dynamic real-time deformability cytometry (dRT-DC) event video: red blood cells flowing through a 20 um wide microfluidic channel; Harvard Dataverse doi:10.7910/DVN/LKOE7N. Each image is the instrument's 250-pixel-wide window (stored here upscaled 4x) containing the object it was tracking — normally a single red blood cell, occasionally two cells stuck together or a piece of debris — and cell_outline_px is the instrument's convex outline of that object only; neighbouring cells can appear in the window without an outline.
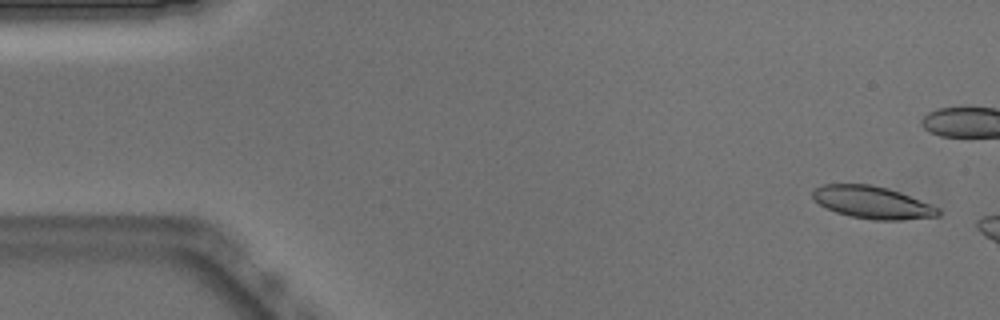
{"species": "Egyptian fruit bat (a non-hibernating species)", "species_latin": "Rousettus aegyptiacus", "temperature_condition": "warm", "stored_images_in_passage": 7, "camera_frame_rate_fps": 3000, "um_per_image_px": 0.085, "animal": {"sex": "male"}, "frame": {"image": 1, "passage_image": 2, "time_ms": 0.333, "image_size_px": [1000, 320], "cell_outline_px": [[940, 216], [900, 220], [872, 220], [852, 216], [836, 212], [820, 204], [812, 196], [812, 192], [816, 188], [824, 184], [872, 184], [888, 188], [900, 192], [940, 208]], "centroid_in_image_um": [74.18, 17.2], "position_along_channel_um": 10.8, "area_um2": 23.52}}